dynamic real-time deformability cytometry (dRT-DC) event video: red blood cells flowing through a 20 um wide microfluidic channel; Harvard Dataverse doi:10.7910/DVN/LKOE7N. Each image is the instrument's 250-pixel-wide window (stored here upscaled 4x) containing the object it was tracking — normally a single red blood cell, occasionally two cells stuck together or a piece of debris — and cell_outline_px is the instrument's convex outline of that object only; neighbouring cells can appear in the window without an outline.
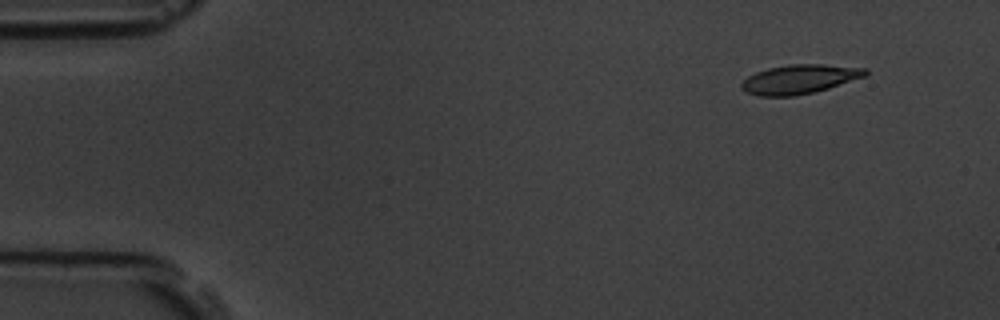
{"species": "common noctule bat (a hibernating species)", "species_latin": "Nyctalus noctula", "temperature_condition": "room temperature", "stored_images_in_passage": 6, "camera_frame_rate_fps": 3000, "um_per_image_px": 0.085, "animal": {"sex": "male", "body_mass_g": 19.5, "forearm_length_mm": 54.6}, "frame": {"image": 1, "passage_image": 2, "time_ms": 1.0, "image_size_px": [1000, 320], "cell_outline_px": [[868, 76], [828, 88], [812, 92], [792, 96], [760, 96], [744, 92], [740, 88], [740, 84], [748, 76], [756, 72], [768, 68], [788, 64], [824, 64], [868, 68]], "centroid_in_image_um": [67.97, 6.72], "position_along_channel_um": 17.0, "area_um2": 21.21}}
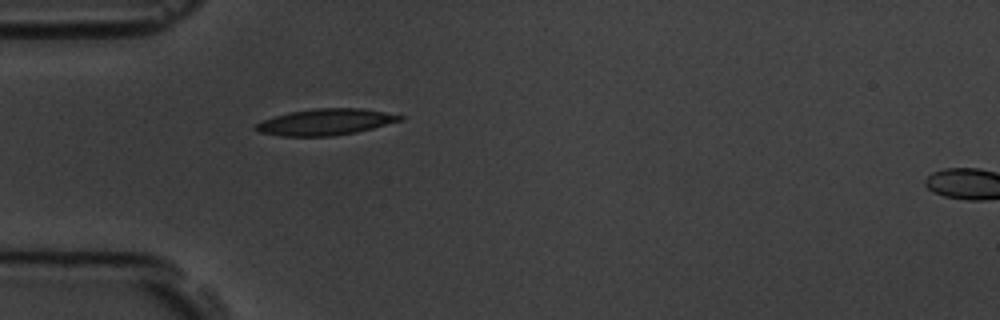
{"frame": {"image": 2, "passage_image": 5, "time_ms": 4.667, "image_size_px": [1000, 320], "cell_outline_px": [[404, 120], [356, 132], [332, 136], [280, 136], [256, 132], [252, 128], [256, 124], [264, 120], [288, 112], [316, 108], [364, 108], [404, 116]], "centroid_in_image_um": [27.65, 10.37], "position_along_channel_um": 57.4, "area_um2": 22.14}}